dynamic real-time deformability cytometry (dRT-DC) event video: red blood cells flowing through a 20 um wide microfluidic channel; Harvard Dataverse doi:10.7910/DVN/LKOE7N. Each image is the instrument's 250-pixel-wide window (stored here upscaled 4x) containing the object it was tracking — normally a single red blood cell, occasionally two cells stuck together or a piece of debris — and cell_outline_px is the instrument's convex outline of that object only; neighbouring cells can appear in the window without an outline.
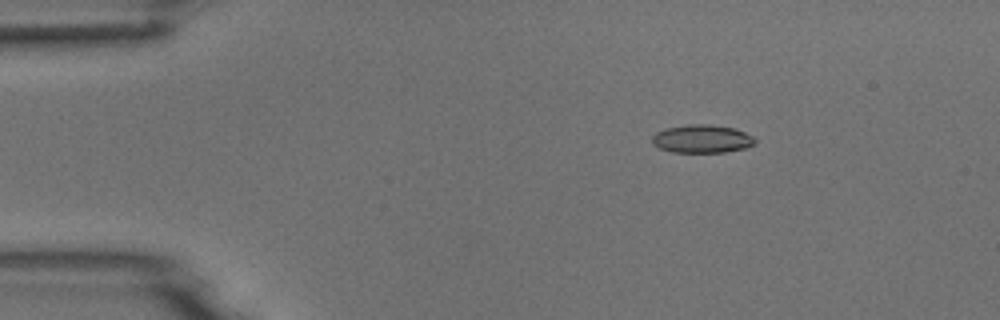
{"species": "common noctule bat (a hibernating species)", "species_latin": "Nyctalus noctula", "temperature_condition": "room temperature", "stored_images_in_passage": 4, "camera_frame_rate_fps": 3000, "um_per_image_px": 0.085, "animal": {"sex": "male", "body_mass_g": 18.8}, "frame": {"image": 1, "passage_image": 2, "time_ms": 1.333, "image_size_px": [1000, 320], "cell_outline_px": [[756, 144], [744, 148], [724, 152], [672, 152], [660, 148], [652, 144], [652, 136], [656, 132], [668, 128], [688, 124], [708, 124], [736, 128], [752, 136], [756, 140]], "centroid_in_image_um": [59.68, 11.8], "position_along_channel_um": 25.3, "area_um2": 16.88}}